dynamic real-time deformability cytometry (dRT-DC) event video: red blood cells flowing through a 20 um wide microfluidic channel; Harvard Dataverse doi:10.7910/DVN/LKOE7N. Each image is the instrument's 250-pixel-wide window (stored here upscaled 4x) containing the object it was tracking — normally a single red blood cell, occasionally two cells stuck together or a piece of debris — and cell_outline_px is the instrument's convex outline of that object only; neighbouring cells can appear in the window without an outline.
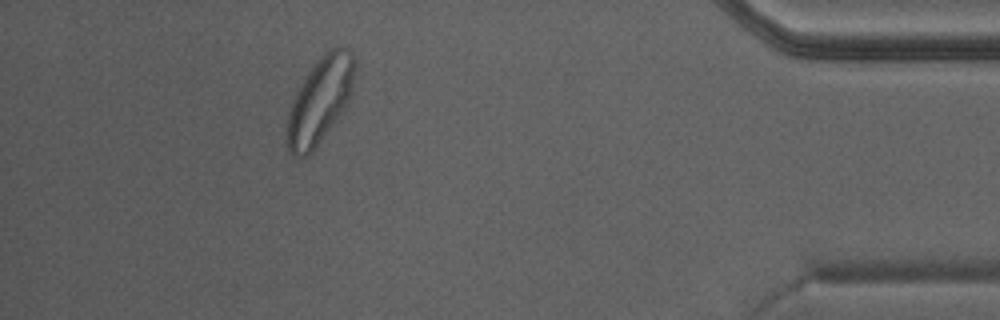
{"species": "Egyptian fruit bat (a non-hibernating species)", "species_latin": "Rousettus aegyptiacus", "temperature_condition": "warm", "stored_images_in_passage": 36, "segment_of_instrument_passage": [1, 2], "camera_frame_rate_fps": 3000, "um_per_image_px": 0.085, "animal": {"sex": "male"}, "frame": {"image": 1, "passage_image": 31, "time_ms": 10.0, "image_size_px": [1000, 320], "cell_outline_px": [[356, 68], [352, 92], [348, 100], [340, 112], [312, 152], [308, 156], [292, 156], [288, 152], [288, 112], [292, 96], [316, 60], [324, 52], [336, 44], [340, 44], [348, 48], [352, 52], [356, 60]], "centroid_in_image_um": [27.21, 8.43], "position_along_channel_um": 408.0, "area_um2": 33.93}}